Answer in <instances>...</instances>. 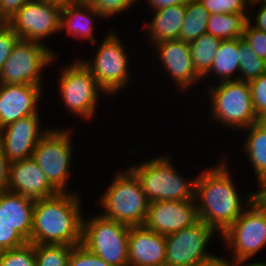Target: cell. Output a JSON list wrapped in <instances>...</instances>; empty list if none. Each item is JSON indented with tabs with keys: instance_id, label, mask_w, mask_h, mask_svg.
<instances>
[{
	"instance_id": "cell-20",
	"label": "cell",
	"mask_w": 266,
	"mask_h": 266,
	"mask_svg": "<svg viewBox=\"0 0 266 266\" xmlns=\"http://www.w3.org/2000/svg\"><path fill=\"white\" fill-rule=\"evenodd\" d=\"M35 200L11 192L0 193V219L30 242Z\"/></svg>"
},
{
	"instance_id": "cell-14",
	"label": "cell",
	"mask_w": 266,
	"mask_h": 266,
	"mask_svg": "<svg viewBox=\"0 0 266 266\" xmlns=\"http://www.w3.org/2000/svg\"><path fill=\"white\" fill-rule=\"evenodd\" d=\"M194 200L151 202L144 226L167 236L190 227L199 221Z\"/></svg>"
},
{
	"instance_id": "cell-34",
	"label": "cell",
	"mask_w": 266,
	"mask_h": 266,
	"mask_svg": "<svg viewBox=\"0 0 266 266\" xmlns=\"http://www.w3.org/2000/svg\"><path fill=\"white\" fill-rule=\"evenodd\" d=\"M251 13L245 26L242 38L253 49L258 57L266 61V32L251 25Z\"/></svg>"
},
{
	"instance_id": "cell-9",
	"label": "cell",
	"mask_w": 266,
	"mask_h": 266,
	"mask_svg": "<svg viewBox=\"0 0 266 266\" xmlns=\"http://www.w3.org/2000/svg\"><path fill=\"white\" fill-rule=\"evenodd\" d=\"M97 49L94 59H79L82 64L92 73L98 85L110 96L128 86L132 78L129 72V55L125 51L122 40L110 31Z\"/></svg>"
},
{
	"instance_id": "cell-13",
	"label": "cell",
	"mask_w": 266,
	"mask_h": 266,
	"mask_svg": "<svg viewBox=\"0 0 266 266\" xmlns=\"http://www.w3.org/2000/svg\"><path fill=\"white\" fill-rule=\"evenodd\" d=\"M61 11L62 5L30 0L10 18V27L20 39L45 44L61 31Z\"/></svg>"
},
{
	"instance_id": "cell-42",
	"label": "cell",
	"mask_w": 266,
	"mask_h": 266,
	"mask_svg": "<svg viewBox=\"0 0 266 266\" xmlns=\"http://www.w3.org/2000/svg\"><path fill=\"white\" fill-rule=\"evenodd\" d=\"M258 190L255 191V199L266 209V179L258 184Z\"/></svg>"
},
{
	"instance_id": "cell-33",
	"label": "cell",
	"mask_w": 266,
	"mask_h": 266,
	"mask_svg": "<svg viewBox=\"0 0 266 266\" xmlns=\"http://www.w3.org/2000/svg\"><path fill=\"white\" fill-rule=\"evenodd\" d=\"M249 85L258 120H266V72L250 81Z\"/></svg>"
},
{
	"instance_id": "cell-32",
	"label": "cell",
	"mask_w": 266,
	"mask_h": 266,
	"mask_svg": "<svg viewBox=\"0 0 266 266\" xmlns=\"http://www.w3.org/2000/svg\"><path fill=\"white\" fill-rule=\"evenodd\" d=\"M138 0H85V4L93 8L102 18H110L115 14L128 10Z\"/></svg>"
},
{
	"instance_id": "cell-25",
	"label": "cell",
	"mask_w": 266,
	"mask_h": 266,
	"mask_svg": "<svg viewBox=\"0 0 266 266\" xmlns=\"http://www.w3.org/2000/svg\"><path fill=\"white\" fill-rule=\"evenodd\" d=\"M249 13L210 14L206 33L220 40L242 38Z\"/></svg>"
},
{
	"instance_id": "cell-30",
	"label": "cell",
	"mask_w": 266,
	"mask_h": 266,
	"mask_svg": "<svg viewBox=\"0 0 266 266\" xmlns=\"http://www.w3.org/2000/svg\"><path fill=\"white\" fill-rule=\"evenodd\" d=\"M0 266H36L35 244L24 245L0 251Z\"/></svg>"
},
{
	"instance_id": "cell-11",
	"label": "cell",
	"mask_w": 266,
	"mask_h": 266,
	"mask_svg": "<svg viewBox=\"0 0 266 266\" xmlns=\"http://www.w3.org/2000/svg\"><path fill=\"white\" fill-rule=\"evenodd\" d=\"M221 237L233 261L250 260L266 247V209L254 199Z\"/></svg>"
},
{
	"instance_id": "cell-45",
	"label": "cell",
	"mask_w": 266,
	"mask_h": 266,
	"mask_svg": "<svg viewBox=\"0 0 266 266\" xmlns=\"http://www.w3.org/2000/svg\"><path fill=\"white\" fill-rule=\"evenodd\" d=\"M247 260L233 261L231 260V266H266L264 261H256L249 264H246Z\"/></svg>"
},
{
	"instance_id": "cell-26",
	"label": "cell",
	"mask_w": 266,
	"mask_h": 266,
	"mask_svg": "<svg viewBox=\"0 0 266 266\" xmlns=\"http://www.w3.org/2000/svg\"><path fill=\"white\" fill-rule=\"evenodd\" d=\"M221 40L204 33L189 43L190 52L197 74L203 78L211 68Z\"/></svg>"
},
{
	"instance_id": "cell-41",
	"label": "cell",
	"mask_w": 266,
	"mask_h": 266,
	"mask_svg": "<svg viewBox=\"0 0 266 266\" xmlns=\"http://www.w3.org/2000/svg\"><path fill=\"white\" fill-rule=\"evenodd\" d=\"M252 17L255 21L251 25L258 30L266 32V5H261L258 12Z\"/></svg>"
},
{
	"instance_id": "cell-46",
	"label": "cell",
	"mask_w": 266,
	"mask_h": 266,
	"mask_svg": "<svg viewBox=\"0 0 266 266\" xmlns=\"http://www.w3.org/2000/svg\"><path fill=\"white\" fill-rule=\"evenodd\" d=\"M37 2H42V3H51L55 5H63L64 1L63 0H35Z\"/></svg>"
},
{
	"instance_id": "cell-21",
	"label": "cell",
	"mask_w": 266,
	"mask_h": 266,
	"mask_svg": "<svg viewBox=\"0 0 266 266\" xmlns=\"http://www.w3.org/2000/svg\"><path fill=\"white\" fill-rule=\"evenodd\" d=\"M151 21L145 27L147 30L148 42L153 46L179 39V34L186 14V5H172L155 10Z\"/></svg>"
},
{
	"instance_id": "cell-37",
	"label": "cell",
	"mask_w": 266,
	"mask_h": 266,
	"mask_svg": "<svg viewBox=\"0 0 266 266\" xmlns=\"http://www.w3.org/2000/svg\"><path fill=\"white\" fill-rule=\"evenodd\" d=\"M19 39V36L9 26L5 30L0 31V71L3 64L7 61L11 55L14 44Z\"/></svg>"
},
{
	"instance_id": "cell-48",
	"label": "cell",
	"mask_w": 266,
	"mask_h": 266,
	"mask_svg": "<svg viewBox=\"0 0 266 266\" xmlns=\"http://www.w3.org/2000/svg\"><path fill=\"white\" fill-rule=\"evenodd\" d=\"M64 3H84L85 0H63Z\"/></svg>"
},
{
	"instance_id": "cell-38",
	"label": "cell",
	"mask_w": 266,
	"mask_h": 266,
	"mask_svg": "<svg viewBox=\"0 0 266 266\" xmlns=\"http://www.w3.org/2000/svg\"><path fill=\"white\" fill-rule=\"evenodd\" d=\"M10 161L0 145V193L8 190Z\"/></svg>"
},
{
	"instance_id": "cell-12",
	"label": "cell",
	"mask_w": 266,
	"mask_h": 266,
	"mask_svg": "<svg viewBox=\"0 0 266 266\" xmlns=\"http://www.w3.org/2000/svg\"><path fill=\"white\" fill-rule=\"evenodd\" d=\"M213 227L199 220L194 225L165 236V266H201L213 261L218 256L207 251L213 235Z\"/></svg>"
},
{
	"instance_id": "cell-15",
	"label": "cell",
	"mask_w": 266,
	"mask_h": 266,
	"mask_svg": "<svg viewBox=\"0 0 266 266\" xmlns=\"http://www.w3.org/2000/svg\"><path fill=\"white\" fill-rule=\"evenodd\" d=\"M39 117L33 114L0 129V145L10 162L32 158L38 141L51 129L42 131Z\"/></svg>"
},
{
	"instance_id": "cell-8",
	"label": "cell",
	"mask_w": 266,
	"mask_h": 266,
	"mask_svg": "<svg viewBox=\"0 0 266 266\" xmlns=\"http://www.w3.org/2000/svg\"><path fill=\"white\" fill-rule=\"evenodd\" d=\"M55 59L57 56L49 46L19 38L0 71V84L43 86L41 72Z\"/></svg>"
},
{
	"instance_id": "cell-2",
	"label": "cell",
	"mask_w": 266,
	"mask_h": 266,
	"mask_svg": "<svg viewBox=\"0 0 266 266\" xmlns=\"http://www.w3.org/2000/svg\"><path fill=\"white\" fill-rule=\"evenodd\" d=\"M76 192H59L35 200L31 243L81 244L84 214L81 210L82 198Z\"/></svg>"
},
{
	"instance_id": "cell-29",
	"label": "cell",
	"mask_w": 266,
	"mask_h": 266,
	"mask_svg": "<svg viewBox=\"0 0 266 266\" xmlns=\"http://www.w3.org/2000/svg\"><path fill=\"white\" fill-rule=\"evenodd\" d=\"M73 247L65 244H35L36 266H68Z\"/></svg>"
},
{
	"instance_id": "cell-6",
	"label": "cell",
	"mask_w": 266,
	"mask_h": 266,
	"mask_svg": "<svg viewBox=\"0 0 266 266\" xmlns=\"http://www.w3.org/2000/svg\"><path fill=\"white\" fill-rule=\"evenodd\" d=\"M129 227L101 214L83 217L81 244L111 266H129Z\"/></svg>"
},
{
	"instance_id": "cell-5",
	"label": "cell",
	"mask_w": 266,
	"mask_h": 266,
	"mask_svg": "<svg viewBox=\"0 0 266 266\" xmlns=\"http://www.w3.org/2000/svg\"><path fill=\"white\" fill-rule=\"evenodd\" d=\"M207 87L211 104V120L224 127L244 130L256 123L258 117L253 107L249 82L222 81Z\"/></svg>"
},
{
	"instance_id": "cell-4",
	"label": "cell",
	"mask_w": 266,
	"mask_h": 266,
	"mask_svg": "<svg viewBox=\"0 0 266 266\" xmlns=\"http://www.w3.org/2000/svg\"><path fill=\"white\" fill-rule=\"evenodd\" d=\"M112 179L100 196L99 204L104 209L100 214L128 226H144L150 202L136 175L127 168L117 171Z\"/></svg>"
},
{
	"instance_id": "cell-18",
	"label": "cell",
	"mask_w": 266,
	"mask_h": 266,
	"mask_svg": "<svg viewBox=\"0 0 266 266\" xmlns=\"http://www.w3.org/2000/svg\"><path fill=\"white\" fill-rule=\"evenodd\" d=\"M8 190L33 200L59 193L32 158L10 162Z\"/></svg>"
},
{
	"instance_id": "cell-22",
	"label": "cell",
	"mask_w": 266,
	"mask_h": 266,
	"mask_svg": "<svg viewBox=\"0 0 266 266\" xmlns=\"http://www.w3.org/2000/svg\"><path fill=\"white\" fill-rule=\"evenodd\" d=\"M101 16L85 3H64L61 11V31L78 39H87L98 44L93 36L94 19Z\"/></svg>"
},
{
	"instance_id": "cell-36",
	"label": "cell",
	"mask_w": 266,
	"mask_h": 266,
	"mask_svg": "<svg viewBox=\"0 0 266 266\" xmlns=\"http://www.w3.org/2000/svg\"><path fill=\"white\" fill-rule=\"evenodd\" d=\"M27 241L11 225L0 219V251L22 246Z\"/></svg>"
},
{
	"instance_id": "cell-28",
	"label": "cell",
	"mask_w": 266,
	"mask_h": 266,
	"mask_svg": "<svg viewBox=\"0 0 266 266\" xmlns=\"http://www.w3.org/2000/svg\"><path fill=\"white\" fill-rule=\"evenodd\" d=\"M239 54L240 76L238 74L235 80L250 82L266 72V61L258 57L243 38H239Z\"/></svg>"
},
{
	"instance_id": "cell-16",
	"label": "cell",
	"mask_w": 266,
	"mask_h": 266,
	"mask_svg": "<svg viewBox=\"0 0 266 266\" xmlns=\"http://www.w3.org/2000/svg\"><path fill=\"white\" fill-rule=\"evenodd\" d=\"M154 47L164 71L182 92L190 90L191 85L195 86L200 80L202 81L195 70L188 42L175 39L159 43Z\"/></svg>"
},
{
	"instance_id": "cell-35",
	"label": "cell",
	"mask_w": 266,
	"mask_h": 266,
	"mask_svg": "<svg viewBox=\"0 0 266 266\" xmlns=\"http://www.w3.org/2000/svg\"><path fill=\"white\" fill-rule=\"evenodd\" d=\"M68 266H111L99 256L87 250L82 244L72 248Z\"/></svg>"
},
{
	"instance_id": "cell-39",
	"label": "cell",
	"mask_w": 266,
	"mask_h": 266,
	"mask_svg": "<svg viewBox=\"0 0 266 266\" xmlns=\"http://www.w3.org/2000/svg\"><path fill=\"white\" fill-rule=\"evenodd\" d=\"M30 0H0L3 11L11 18Z\"/></svg>"
},
{
	"instance_id": "cell-7",
	"label": "cell",
	"mask_w": 266,
	"mask_h": 266,
	"mask_svg": "<svg viewBox=\"0 0 266 266\" xmlns=\"http://www.w3.org/2000/svg\"><path fill=\"white\" fill-rule=\"evenodd\" d=\"M64 66L58 78L64 106L83 120H91L97 111L99 95L105 91L98 85L92 73L77 59ZM99 93V94H98Z\"/></svg>"
},
{
	"instance_id": "cell-31",
	"label": "cell",
	"mask_w": 266,
	"mask_h": 266,
	"mask_svg": "<svg viewBox=\"0 0 266 266\" xmlns=\"http://www.w3.org/2000/svg\"><path fill=\"white\" fill-rule=\"evenodd\" d=\"M210 14L250 13L249 0H199ZM248 11V12H247Z\"/></svg>"
},
{
	"instance_id": "cell-47",
	"label": "cell",
	"mask_w": 266,
	"mask_h": 266,
	"mask_svg": "<svg viewBox=\"0 0 266 266\" xmlns=\"http://www.w3.org/2000/svg\"><path fill=\"white\" fill-rule=\"evenodd\" d=\"M257 4H259V5H266V0H256L254 2H251L250 8H252V6L257 5Z\"/></svg>"
},
{
	"instance_id": "cell-23",
	"label": "cell",
	"mask_w": 266,
	"mask_h": 266,
	"mask_svg": "<svg viewBox=\"0 0 266 266\" xmlns=\"http://www.w3.org/2000/svg\"><path fill=\"white\" fill-rule=\"evenodd\" d=\"M248 133L243 145L254 173L257 183L266 179V120H259L250 127L245 128Z\"/></svg>"
},
{
	"instance_id": "cell-10",
	"label": "cell",
	"mask_w": 266,
	"mask_h": 266,
	"mask_svg": "<svg viewBox=\"0 0 266 266\" xmlns=\"http://www.w3.org/2000/svg\"><path fill=\"white\" fill-rule=\"evenodd\" d=\"M71 133L73 134L71 128L49 129L38 141L32 155V159L59 192H72L67 190L73 159Z\"/></svg>"
},
{
	"instance_id": "cell-24",
	"label": "cell",
	"mask_w": 266,
	"mask_h": 266,
	"mask_svg": "<svg viewBox=\"0 0 266 266\" xmlns=\"http://www.w3.org/2000/svg\"><path fill=\"white\" fill-rule=\"evenodd\" d=\"M239 57V38L221 40L213 64L202 79L215 76L220 78L219 82L235 80L233 75L240 72Z\"/></svg>"
},
{
	"instance_id": "cell-17",
	"label": "cell",
	"mask_w": 266,
	"mask_h": 266,
	"mask_svg": "<svg viewBox=\"0 0 266 266\" xmlns=\"http://www.w3.org/2000/svg\"><path fill=\"white\" fill-rule=\"evenodd\" d=\"M43 87L29 84H0V129L37 114Z\"/></svg>"
},
{
	"instance_id": "cell-3",
	"label": "cell",
	"mask_w": 266,
	"mask_h": 266,
	"mask_svg": "<svg viewBox=\"0 0 266 266\" xmlns=\"http://www.w3.org/2000/svg\"><path fill=\"white\" fill-rule=\"evenodd\" d=\"M170 160L162 155L129 167L150 203L194 200L196 177L185 179Z\"/></svg>"
},
{
	"instance_id": "cell-1",
	"label": "cell",
	"mask_w": 266,
	"mask_h": 266,
	"mask_svg": "<svg viewBox=\"0 0 266 266\" xmlns=\"http://www.w3.org/2000/svg\"><path fill=\"white\" fill-rule=\"evenodd\" d=\"M226 160L205 169L195 180L194 199L199 219L221 235L255 199V192L240 197ZM243 199V200H241ZM246 202V203H245ZM243 204H246V206Z\"/></svg>"
},
{
	"instance_id": "cell-44",
	"label": "cell",
	"mask_w": 266,
	"mask_h": 266,
	"mask_svg": "<svg viewBox=\"0 0 266 266\" xmlns=\"http://www.w3.org/2000/svg\"><path fill=\"white\" fill-rule=\"evenodd\" d=\"M201 266H231V261L230 259L226 260L225 258L223 259L221 256H218L213 261Z\"/></svg>"
},
{
	"instance_id": "cell-43",
	"label": "cell",
	"mask_w": 266,
	"mask_h": 266,
	"mask_svg": "<svg viewBox=\"0 0 266 266\" xmlns=\"http://www.w3.org/2000/svg\"><path fill=\"white\" fill-rule=\"evenodd\" d=\"M10 26V18L3 11L1 3H0V31L5 30Z\"/></svg>"
},
{
	"instance_id": "cell-27",
	"label": "cell",
	"mask_w": 266,
	"mask_h": 266,
	"mask_svg": "<svg viewBox=\"0 0 266 266\" xmlns=\"http://www.w3.org/2000/svg\"><path fill=\"white\" fill-rule=\"evenodd\" d=\"M209 15L199 0H190L186 4V14L179 39L190 43L206 33Z\"/></svg>"
},
{
	"instance_id": "cell-40",
	"label": "cell",
	"mask_w": 266,
	"mask_h": 266,
	"mask_svg": "<svg viewBox=\"0 0 266 266\" xmlns=\"http://www.w3.org/2000/svg\"><path fill=\"white\" fill-rule=\"evenodd\" d=\"M190 0H147V4L149 9L151 8L152 11L158 10L163 7H169L172 5H186Z\"/></svg>"
},
{
	"instance_id": "cell-19",
	"label": "cell",
	"mask_w": 266,
	"mask_h": 266,
	"mask_svg": "<svg viewBox=\"0 0 266 266\" xmlns=\"http://www.w3.org/2000/svg\"><path fill=\"white\" fill-rule=\"evenodd\" d=\"M128 256L129 266H165V236L145 226H130Z\"/></svg>"
}]
</instances>
